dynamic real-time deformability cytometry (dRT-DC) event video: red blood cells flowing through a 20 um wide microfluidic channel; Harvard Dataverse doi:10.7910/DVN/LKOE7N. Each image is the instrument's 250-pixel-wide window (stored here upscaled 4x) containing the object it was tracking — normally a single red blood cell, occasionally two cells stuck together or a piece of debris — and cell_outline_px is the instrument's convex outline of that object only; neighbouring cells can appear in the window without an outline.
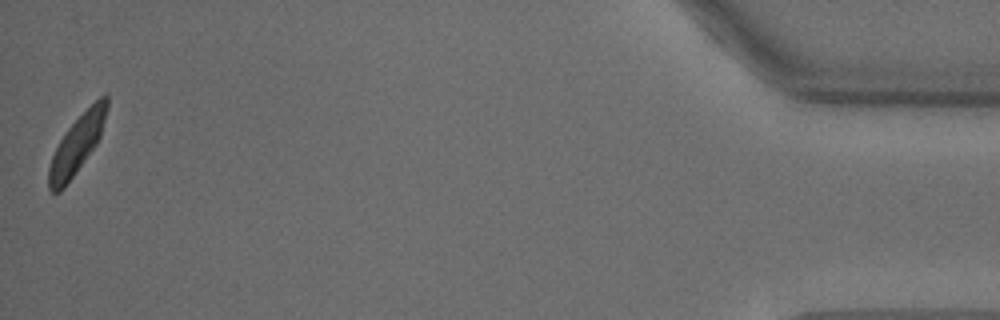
{"species": "common noctule bat (a hibernating species)", "species_latin": "Nyctalus noctula", "temperature_condition": "warm", "stored_images_in_passage": 28, "camera_frame_rate_fps": 3000, "um_per_image_px": 0.085, "animal": {"sex": "male", "body_mass_g": 18.8}, "frame": {"image": 1, "passage_image": 28, "time_ms": 9.0, "image_size_px": [1000, 320], "cell_outline_px": [[108, 104], [100, 136], [96, 144], [64, 188], [60, 192], [52, 192], [48, 188], [48, 168], [52, 156], [60, 140], [68, 128], [100, 96], [108, 96]], "centroid_in_image_um": [6.51, 12.32], "position_along_channel_um": 428.7, "area_um2": 19.02}}